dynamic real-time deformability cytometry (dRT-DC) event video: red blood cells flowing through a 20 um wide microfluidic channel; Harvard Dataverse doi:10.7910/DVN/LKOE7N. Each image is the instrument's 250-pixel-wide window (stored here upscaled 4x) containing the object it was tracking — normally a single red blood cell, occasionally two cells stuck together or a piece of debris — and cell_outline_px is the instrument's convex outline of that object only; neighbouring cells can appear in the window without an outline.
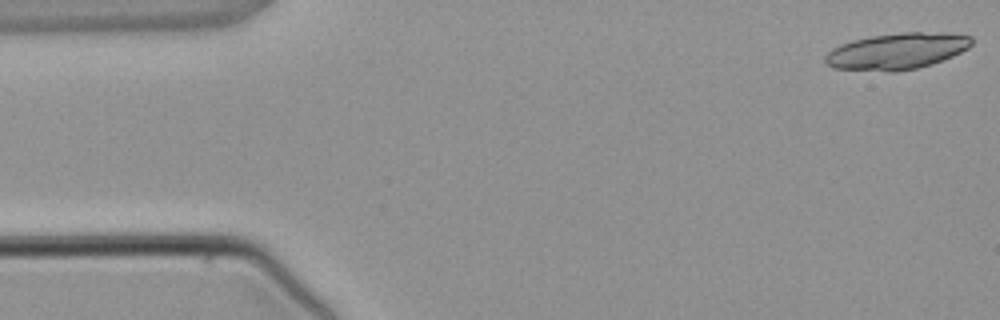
{"species": "common noctule bat (a hibernating species)", "species_latin": "Nyctalus noctula", "temperature_condition": "warm", "stored_images_in_passage": 4, "camera_frame_rate_fps": 3000, "um_per_image_px": 0.085, "animal": {"sex": "male", "body_mass_g": 21.5, "forearm_length_mm": 52.0}, "frame": {"image": 1, "passage_image": 1, "time_ms": 0.0, "image_size_px": [1000, 320], "cell_outline_px": [[972, 44], [968, 48], [952, 56], [932, 64], [916, 68], [896, 72], [892, 72], [832, 68], [824, 60], [824, 56], [832, 48], [840, 44], [852, 40], [872, 36], [904, 32], [920, 32], [972, 36]], "centroid_in_image_um": [76.18, 4.36], "position_along_channel_um": 8.8, "area_um2": 30.75}}